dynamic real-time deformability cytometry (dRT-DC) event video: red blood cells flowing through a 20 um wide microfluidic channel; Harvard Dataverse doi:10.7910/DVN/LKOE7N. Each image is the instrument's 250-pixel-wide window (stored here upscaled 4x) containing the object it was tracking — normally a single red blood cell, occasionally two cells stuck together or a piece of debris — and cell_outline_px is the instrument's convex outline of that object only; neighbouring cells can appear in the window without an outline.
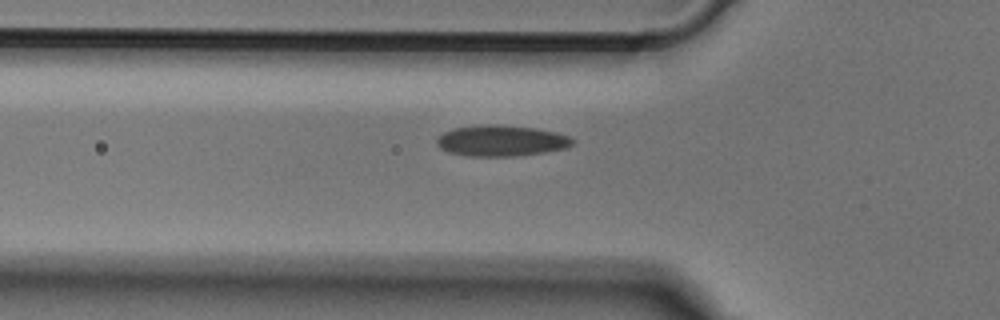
{"species": "Egyptian fruit bat (a non-hibernating species)", "species_latin": "Rousettus aegyptiacus", "temperature_condition": "cold", "stored_images_in_passage": 37, "camera_frame_rate_fps": 3000, "um_per_image_px": 0.085, "animal": {"sex": "male"}, "frame": {"image": 1, "passage_image": 7, "time_ms": 2.0, "image_size_px": [1000, 320], "cell_outline_px": [[576, 140], [572, 144], [564, 148], [544, 152], [512, 156], [468, 156], [448, 152], [440, 148], [436, 144], [436, 140], [444, 132], [456, 128], [488, 124], [496, 124], [532, 128], [556, 132], [568, 136]], "centroid_in_image_um": [42.59, 11.96], "position_along_channel_um": 83.2, "area_um2": 24.22}}
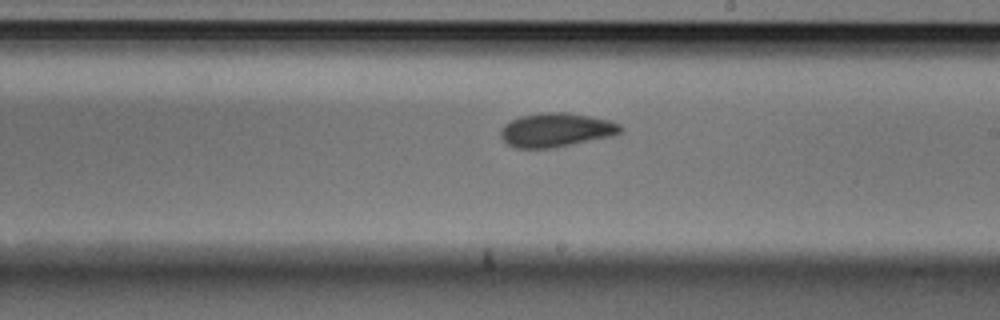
{"frame": {"image": 2, "passage_image": 19, "time_ms": 6.0, "image_size_px": [1000, 320], "cell_outline_px": [[624, 128], [620, 132], [612, 136], [556, 148], [516, 148], [508, 144], [500, 136], [500, 132], [504, 124], [520, 116], [540, 112], [564, 112], [588, 116], [608, 120], [620, 124]], "centroid_in_image_um": [47.27, 11.05], "position_along_channel_um": 241.7, "area_um2": 23.76}}
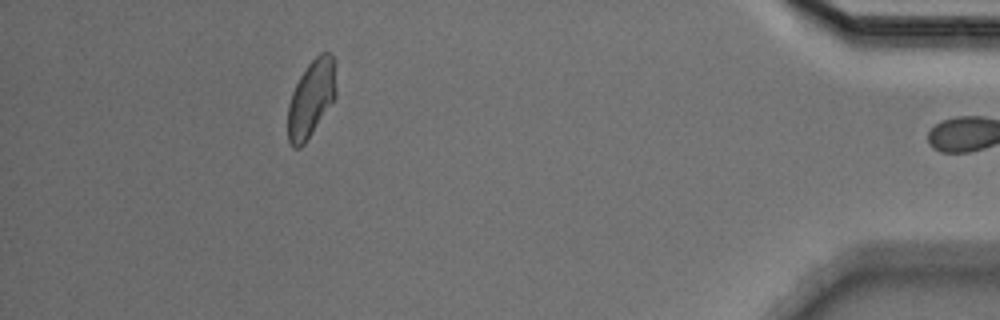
{"frame": {"image": 3, "passage_image": 36, "time_ms": 11.667, "image_size_px": [1000, 320], "cell_outline_px": [[336, 96], [304, 144], [300, 148], [292, 148], [288, 140], [288, 104], [292, 92], [300, 76], [308, 64], [320, 52], [328, 52], [336, 60]], "centroid_in_image_um": [26.46, 8.34], "position_along_channel_um": 408.7, "area_um2": 21.68}}